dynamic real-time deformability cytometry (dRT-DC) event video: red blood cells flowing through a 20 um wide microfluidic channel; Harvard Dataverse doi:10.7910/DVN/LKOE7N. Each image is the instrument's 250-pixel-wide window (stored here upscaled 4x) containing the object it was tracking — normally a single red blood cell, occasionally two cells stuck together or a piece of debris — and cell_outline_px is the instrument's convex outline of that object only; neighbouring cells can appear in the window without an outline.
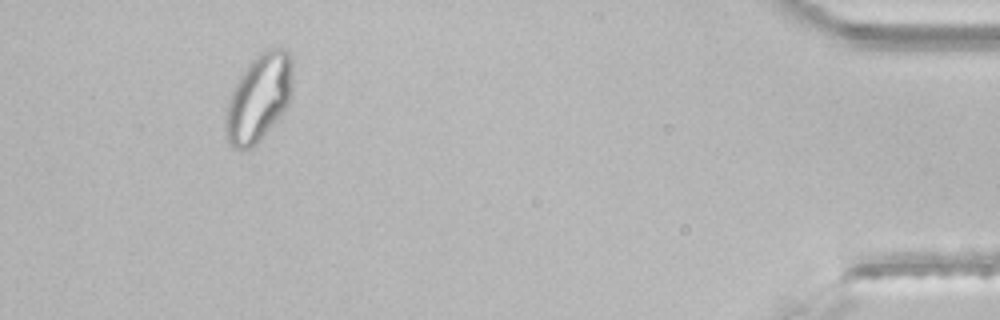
{"species": "common noctule bat (a hibernating species)", "species_latin": "Nyctalus noctula", "temperature_condition": "room temperature", "stored_images_in_passage": 38, "segment_of_instrument_passage": [2, 2], "camera_frame_rate_fps": 3000, "um_per_image_px": 0.085, "animal": {"sex": "male", "body_mass_g": 21.5, "forearm_length_mm": 52.0}, "frame": {"image": 1, "passage_image": 35, "time_ms": 11.333, "image_size_px": [1000, 320], "cell_outline_px": [[292, 92], [288, 104], [284, 112], [260, 140], [256, 144], [240, 152], [232, 148], [224, 132], [224, 116], [228, 100], [240, 72], [260, 52], [268, 48], [284, 48], [292, 56]], "centroid_in_image_um": [21.98, 8.33], "position_along_channel_um": 413.2, "area_um2": 34.8}}